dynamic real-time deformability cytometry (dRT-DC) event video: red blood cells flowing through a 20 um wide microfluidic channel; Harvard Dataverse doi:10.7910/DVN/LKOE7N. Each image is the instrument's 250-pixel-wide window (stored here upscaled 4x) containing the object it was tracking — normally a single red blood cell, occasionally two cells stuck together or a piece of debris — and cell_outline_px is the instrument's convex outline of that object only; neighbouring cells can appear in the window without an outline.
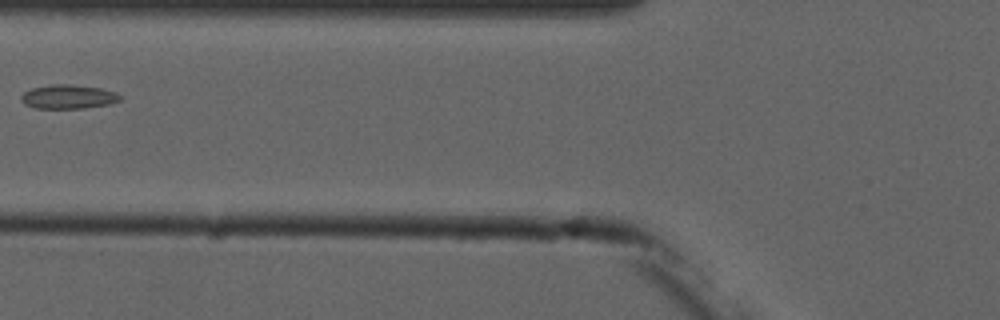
{"species": "common noctule bat (a hibernating species)", "species_latin": "Nyctalus noctula", "temperature_condition": "cold", "stored_images_in_passage": 5, "camera_frame_rate_fps": 3000, "um_per_image_px": 0.085, "animal": {"sex": "male", "forearm_length_mm": 52.5}, "frame": {"image": 1, "passage_image": 4, "time_ms": 3.333, "image_size_px": [1000, 320], "cell_outline_px": [[120, 100], [108, 104], [84, 108], [36, 108], [24, 104], [20, 100], [20, 96], [24, 92], [32, 88], [52, 84], [68, 84], [100, 88], [116, 92], [120, 96]], "centroid_in_image_um": [5.76, 8.22], "position_along_channel_um": 120.0, "area_um2": 13.76}}
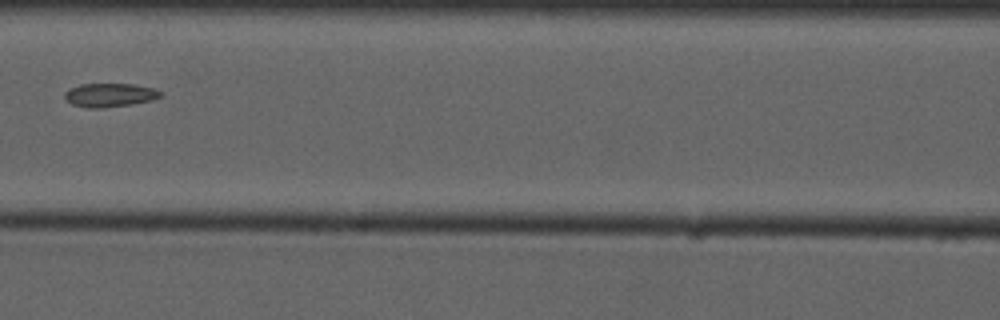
{"frame": {"image": 2, "passage_image": 5, "time_ms": 4.333, "image_size_px": [1000, 320], "cell_outline_px": [[164, 96], [152, 100], [132, 104], [100, 108], [84, 108], [72, 104], [64, 100], [64, 92], [68, 88], [80, 84], [132, 84], [152, 88], [164, 92]], "centroid_in_image_um": [9.3, 8.08], "position_along_channel_um": 157.3, "area_um2": 13.47}}